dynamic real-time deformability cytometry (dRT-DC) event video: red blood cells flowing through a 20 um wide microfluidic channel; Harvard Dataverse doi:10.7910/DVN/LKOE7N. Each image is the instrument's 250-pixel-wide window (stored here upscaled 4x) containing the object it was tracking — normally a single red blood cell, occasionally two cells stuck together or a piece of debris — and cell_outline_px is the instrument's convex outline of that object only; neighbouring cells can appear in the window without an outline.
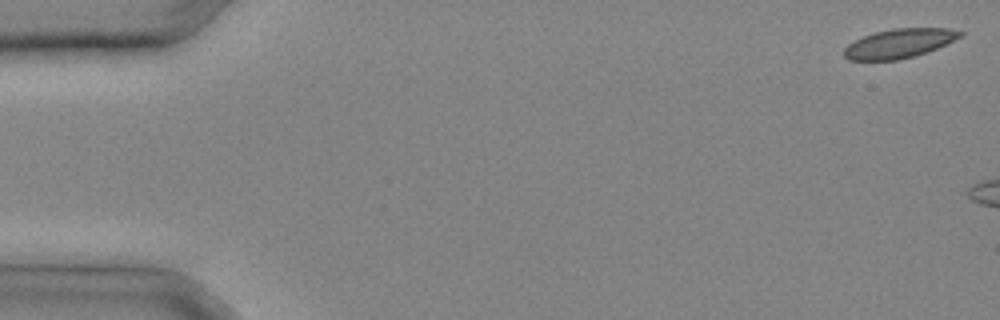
{"species": "common noctule bat (a hibernating species)", "species_latin": "Nyctalus noctula", "temperature_condition": "cold", "stored_images_in_passage": 5, "camera_frame_rate_fps": 3000, "um_per_image_px": 0.085, "animal": {"sex": "male", "body_mass_g": 20.4}, "frame": {"image": 1, "passage_image": 1, "time_ms": 0.0, "image_size_px": [1000, 320], "cell_outline_px": [[964, 36], [928, 52], [896, 60], [848, 60], [844, 56], [844, 48], [848, 44], [864, 36], [876, 32], [892, 28], [948, 28], [964, 32]], "centroid_in_image_um": [76.46, 3.68], "position_along_channel_um": 8.5, "area_um2": 19.71}}